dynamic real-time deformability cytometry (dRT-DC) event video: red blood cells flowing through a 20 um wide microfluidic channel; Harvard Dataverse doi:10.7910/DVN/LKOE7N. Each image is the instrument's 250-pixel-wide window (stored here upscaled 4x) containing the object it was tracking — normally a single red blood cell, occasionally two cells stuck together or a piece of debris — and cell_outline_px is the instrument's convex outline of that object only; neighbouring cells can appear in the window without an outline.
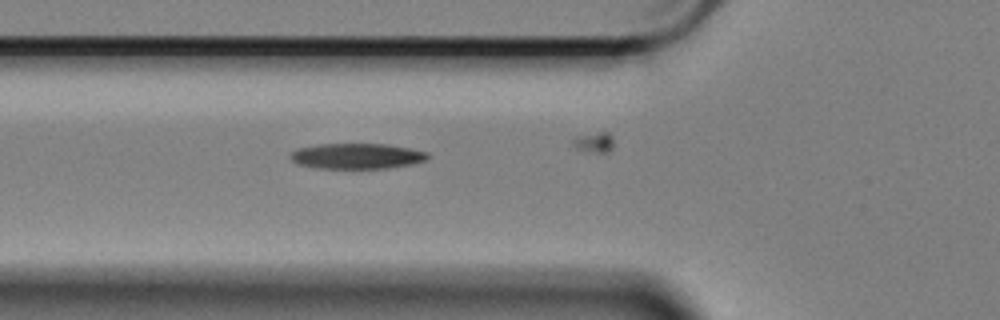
{"species": "Egyptian fruit bat (a non-hibernating species)", "species_latin": "Rousettus aegyptiacus", "temperature_condition": "cold", "stored_images_in_passage": 43, "camera_frame_rate_fps": 3000, "um_per_image_px": 0.085, "animal": {"sex": "female"}, "frame": {"image": 1, "passage_image": 18, "time_ms": 5.667, "image_size_px": [1000, 320], "cell_outline_px": [[428, 156], [424, 160], [412, 164], [388, 168], [316, 168], [300, 164], [292, 160], [292, 152], [300, 148], [320, 144], [388, 144], [428, 152]], "centroid_in_image_um": [30.37, 13.26], "position_along_channel_um": 95.4, "area_um2": 20.06}}
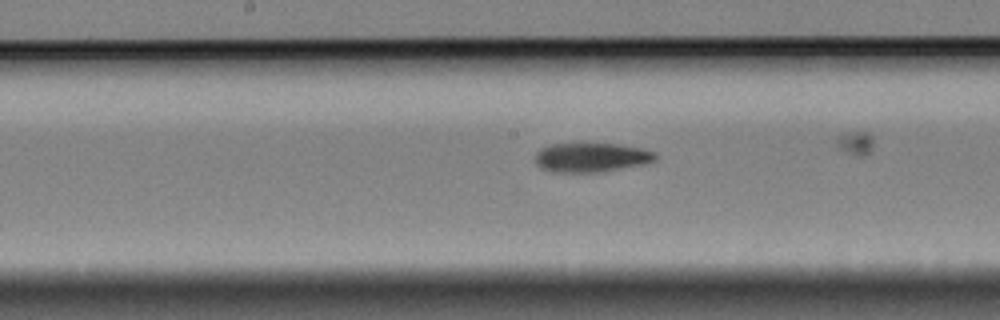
{"frame": {"image": 2, "passage_image": 27, "time_ms": 8.667, "image_size_px": [1000, 320], "cell_outline_px": [[656, 160], [640, 164], [600, 172], [552, 172], [540, 168], [536, 164], [536, 152], [540, 148], [552, 144], [616, 144], [640, 148], [656, 152]], "centroid_in_image_um": [50.21, 13.38], "position_along_channel_um": 198.0, "area_um2": 20.23}}
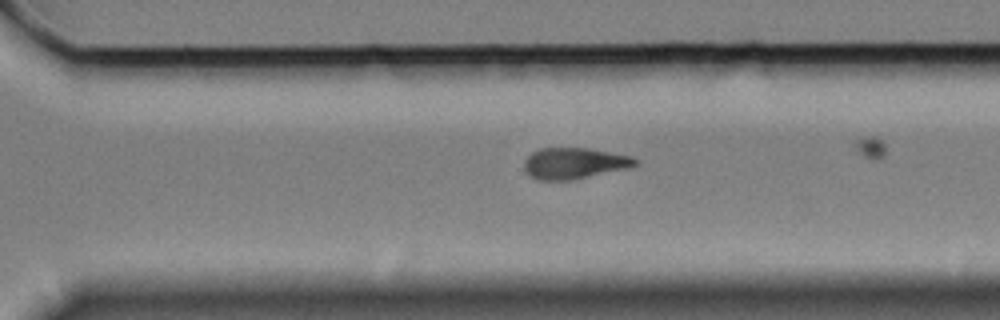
{"frame": {"image": 3, "passage_image": 38, "time_ms": 12.333, "image_size_px": [1000, 320], "cell_outline_px": [[640, 164], [632, 168], [572, 180], [536, 180], [524, 168], [524, 160], [532, 152], [540, 148], [588, 148], [632, 156], [640, 160]], "centroid_in_image_um": [48.89, 13.88], "position_along_channel_um": 321.7, "area_um2": 20.46}}